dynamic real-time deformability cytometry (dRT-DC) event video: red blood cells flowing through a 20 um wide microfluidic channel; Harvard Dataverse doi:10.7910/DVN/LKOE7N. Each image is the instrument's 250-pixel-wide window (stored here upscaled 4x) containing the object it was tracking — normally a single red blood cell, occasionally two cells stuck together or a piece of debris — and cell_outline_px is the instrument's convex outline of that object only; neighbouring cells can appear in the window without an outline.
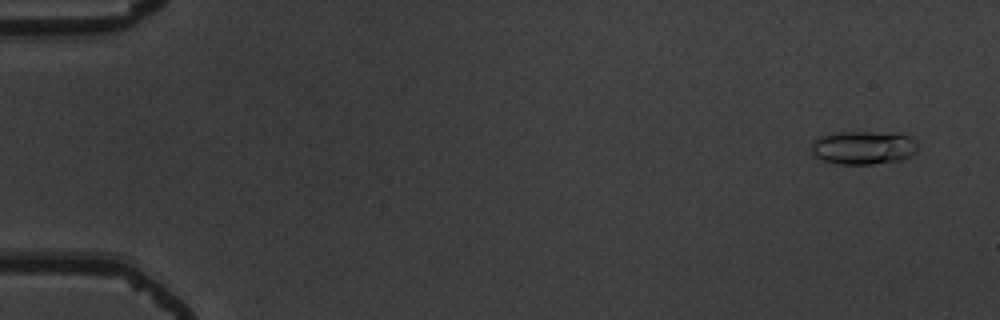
{"species": "common noctule bat (a hibernating species)", "species_latin": "Nyctalus noctula", "temperature_condition": "warm", "stored_images_in_passage": 47, "camera_frame_rate_fps": 3000, "um_per_image_px": 0.085, "animal": {"sex": "male", "body_mass_g": 19.5, "forearm_length_mm": 54.6}, "frame": {"image": 1, "passage_image": 2, "time_ms": 0.333, "image_size_px": [1000, 320], "cell_outline_px": [[920, 148], [916, 152], [900, 160], [872, 164], [840, 164], [820, 160], [812, 156], [812, 140], [820, 136], [832, 132], [900, 132], [912, 136], [916, 140]], "centroid_in_image_um": [73.41, 12.52], "position_along_channel_um": 11.6, "area_um2": 21.39}}
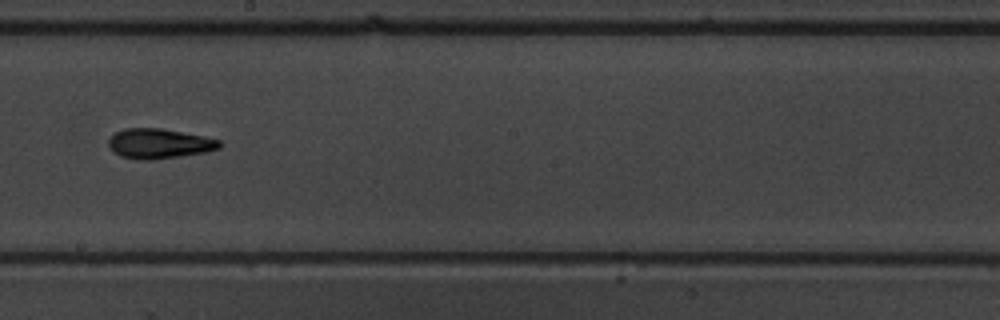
{"frame": {"image": 2, "passage_image": 31, "time_ms": 10.0, "image_size_px": [1000, 320], "cell_outline_px": [[224, 144], [220, 148], [208, 152], [152, 160], [144, 160], [120, 156], [112, 152], [108, 144], [108, 140], [116, 132], [124, 128], [164, 128], [204, 136], [220, 140]], "centroid_in_image_um": [13.56, 12.2], "position_along_channel_um": 234.6, "area_um2": 19.59}}
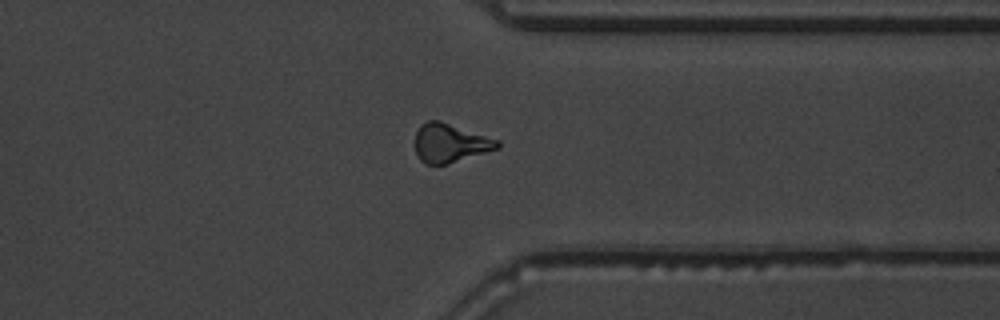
{"frame": {"image": 3, "passage_image": 42, "time_ms": 13.667, "image_size_px": [1000, 320], "cell_outline_px": [[500, 148], [448, 164], [424, 164], [420, 160], [416, 152], [416, 132], [420, 124], [428, 120], [440, 120], [500, 140]], "centroid_in_image_um": [38.27, 12.15], "position_along_channel_um": 373.1, "area_um2": 18.73}, "authors_computed_cell_mechanics": {"area_um2": 18.207, "velocity_mm_per_s": 3.8159, "shape_relaxation_time_tau1_ms": 4.9432, "shape_relaxation_time_tau2_ms": 2.077, "deformation_change_tau1": 0.1817, "deformation_change_tau2": 0.0963}}